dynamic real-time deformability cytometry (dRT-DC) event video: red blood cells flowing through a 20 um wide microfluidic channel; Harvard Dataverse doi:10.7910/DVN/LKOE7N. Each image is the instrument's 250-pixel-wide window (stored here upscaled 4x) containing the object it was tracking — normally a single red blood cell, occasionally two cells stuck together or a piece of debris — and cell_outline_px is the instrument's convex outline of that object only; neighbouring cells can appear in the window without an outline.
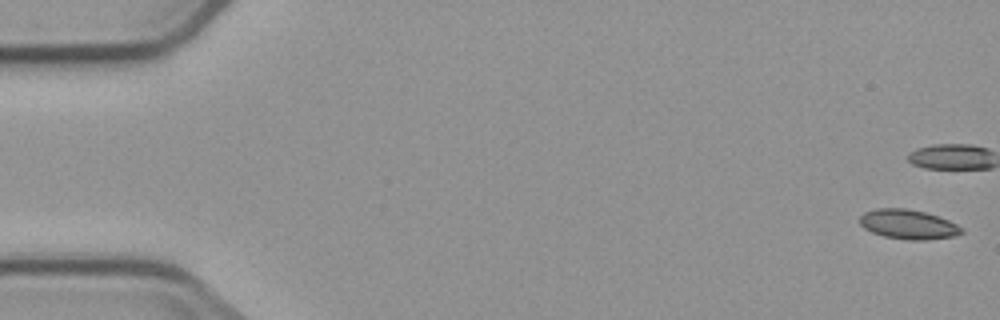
{"species": "common noctule bat (a hibernating species)", "species_latin": "Nyctalus noctula", "temperature_condition": "cold", "stored_images_in_passage": 7, "camera_frame_rate_fps": 3000, "um_per_image_px": 0.085, "animal": {"sex": "male", "body_mass_g": 23.1, "forearm_length_mm": 52.7}, "frame": {"image": 1, "passage_image": 1, "time_ms": 0.0, "image_size_px": [1000, 320], "cell_outline_px": [[964, 232], [956, 236], [928, 240], [908, 240], [884, 236], [872, 232], [864, 228], [860, 224], [860, 216], [864, 212], [876, 208], [904, 208], [924, 212], [948, 220], [964, 228]], "centroid_in_image_um": [77.21, 19.08], "position_along_channel_um": 7.8, "area_um2": 17.57}}
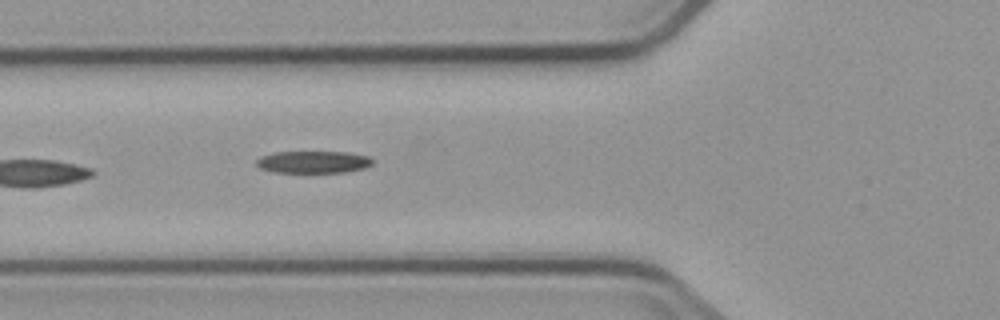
{"frame": {"image": 2, "passage_image": 7, "time_ms": 7.0, "image_size_px": [1000, 320], "cell_outline_px": [[372, 164], [364, 168], [348, 172], [272, 172], [260, 168], [256, 164], [256, 160], [260, 156], [272, 152], [348, 152], [368, 156], [372, 160]], "centroid_in_image_um": [26.6, 13.77], "position_along_channel_um": 99.2, "area_um2": 15.03}}